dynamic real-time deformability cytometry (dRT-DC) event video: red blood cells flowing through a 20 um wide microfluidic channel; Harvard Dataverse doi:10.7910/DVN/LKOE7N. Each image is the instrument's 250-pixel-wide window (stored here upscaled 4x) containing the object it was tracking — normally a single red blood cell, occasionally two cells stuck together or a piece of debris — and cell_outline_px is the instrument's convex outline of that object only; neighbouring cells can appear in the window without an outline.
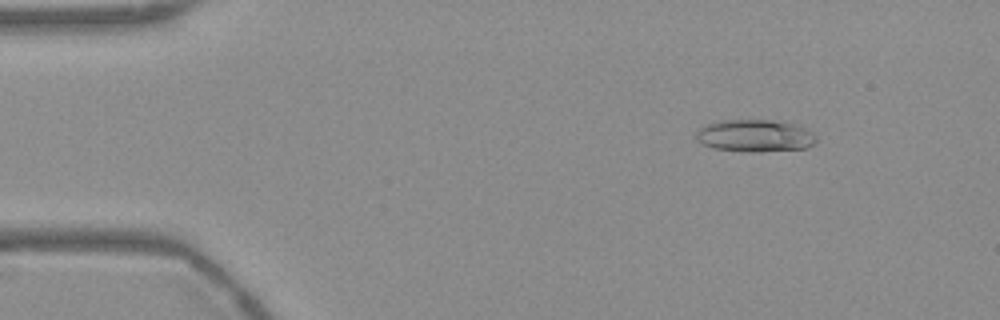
{"species": "Egyptian fruit bat (a non-hibernating species)", "species_latin": "Rousettus aegyptiacus", "temperature_condition": "warm", "stored_images_in_passage": 49, "camera_frame_rate_fps": 3000, "um_per_image_px": 0.085, "frame": {"image": 1, "passage_image": 2, "time_ms": 0.333, "image_size_px": [1000, 320], "cell_outline_px": [[816, 144], [808, 148], [756, 152], [744, 152], [716, 148], [704, 144], [696, 140], [696, 132], [704, 124], [720, 120], [772, 120], [792, 124], [804, 128], [812, 132], [816, 136]], "centroid_in_image_um": [64.17, 11.54], "position_along_channel_um": 20.8, "area_um2": 22.66}}
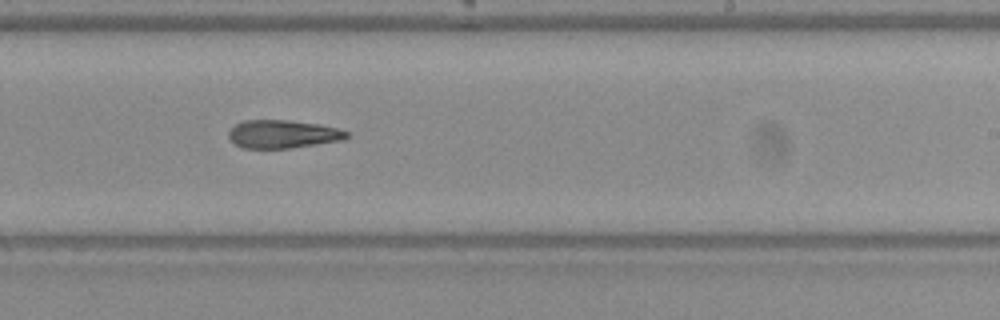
{"frame": {"image": 2, "passage_image": 28, "time_ms": 9.0, "image_size_px": [1000, 320], "cell_outline_px": [[348, 136], [344, 140], [292, 148], [244, 148], [228, 140], [228, 132], [236, 124], [244, 120], [288, 120], [320, 124], [336, 128], [348, 132]], "centroid_in_image_um": [24.03, 11.4], "position_along_channel_um": 265.0, "area_um2": 19.42}}
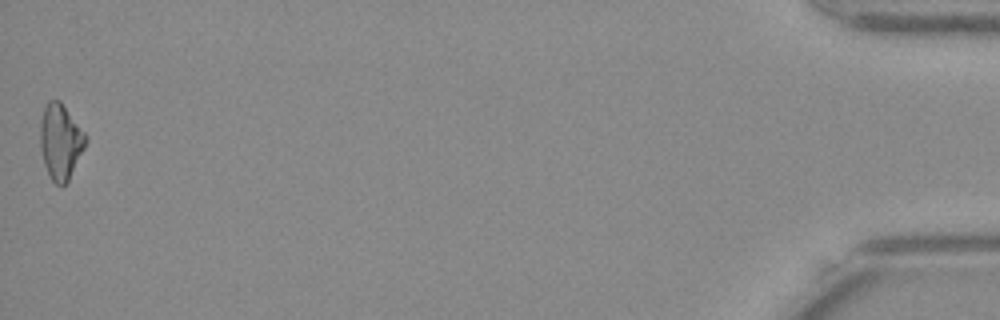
{"frame": {"image": 3, "passage_image": 49, "time_ms": 16.0, "image_size_px": [1000, 320], "cell_outline_px": [[88, 140], [68, 180], [64, 184], [56, 184], [52, 180], [44, 164], [40, 148], [40, 120], [44, 108], [48, 100], [60, 100], [84, 132]], "centroid_in_image_um": [5.12, 12.0], "position_along_channel_um": 430.1, "area_um2": 19.71}}